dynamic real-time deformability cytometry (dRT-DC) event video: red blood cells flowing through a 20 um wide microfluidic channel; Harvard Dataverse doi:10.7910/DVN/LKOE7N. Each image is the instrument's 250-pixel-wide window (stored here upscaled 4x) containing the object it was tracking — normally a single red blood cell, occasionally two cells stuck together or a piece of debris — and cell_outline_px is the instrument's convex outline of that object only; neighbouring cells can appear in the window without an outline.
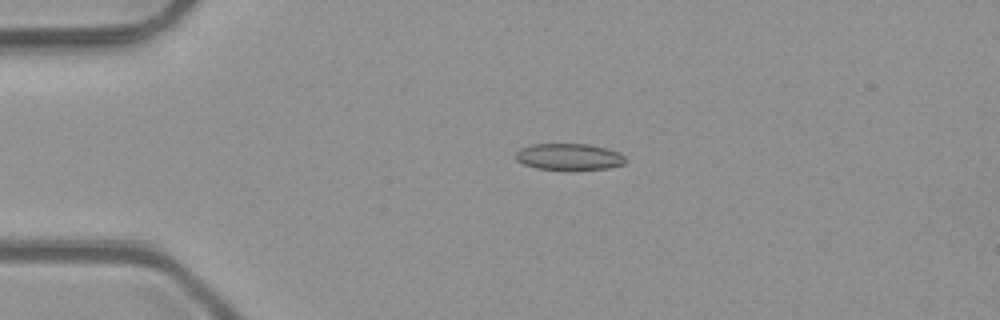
{"species": "common noctule bat (a hibernating species)", "species_latin": "Nyctalus noctula", "temperature_condition": "room temperature", "stored_images_in_passage": 36, "camera_frame_rate_fps": 3000, "um_per_image_px": 0.085, "animal": {"sex": "male", "body_mass_g": 23.1, "forearm_length_mm": 52.7}, "frame": {"image": 1, "passage_image": 3, "time_ms": 0.667, "image_size_px": [1000, 320], "cell_outline_px": [[624, 164], [608, 168], [536, 168], [524, 164], [516, 160], [516, 152], [520, 148], [532, 144], [588, 144], [608, 148], [620, 152], [624, 156]], "centroid_in_image_um": [48.36, 13.29], "position_along_channel_um": 36.6, "area_um2": 16.53}}
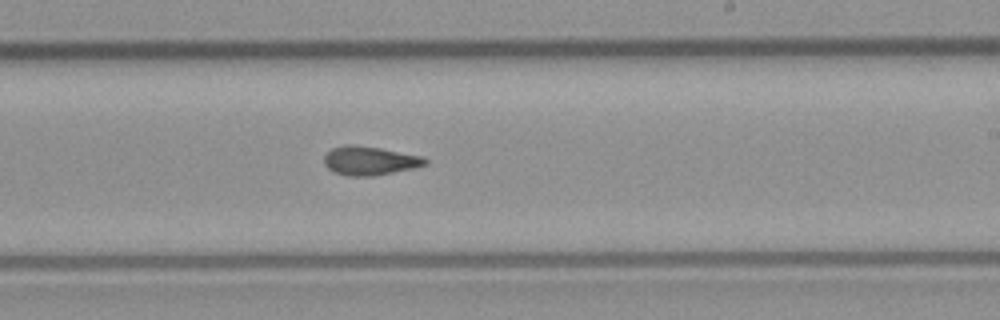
{"frame": {"image": 2, "passage_image": 22, "time_ms": 7.0, "image_size_px": [1000, 320], "cell_outline_px": [[428, 164], [416, 168], [372, 176], [348, 176], [332, 172], [324, 164], [324, 156], [332, 148], [352, 144], [380, 148], [420, 156], [428, 160]], "centroid_in_image_um": [31.42, 13.67], "position_along_channel_um": 257.6, "area_um2": 16.94}}
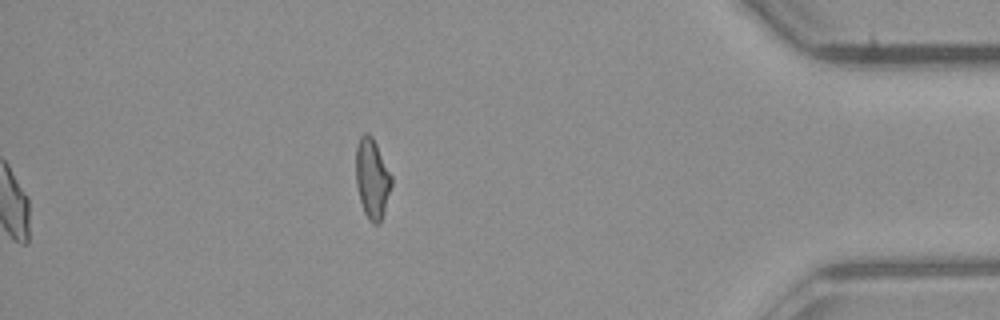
{"frame": {"image": 3, "passage_image": 36, "time_ms": 11.667, "image_size_px": [1000, 320], "cell_outline_px": [[392, 184], [384, 212], [380, 224], [372, 224], [368, 220], [364, 212], [360, 200], [356, 184], [356, 144], [360, 136], [364, 132], [368, 132], [372, 136], [392, 176]], "centroid_in_image_um": [31.62, 15.18], "position_along_channel_um": 403.6, "area_um2": 16.7}, "authors_computed_cell_mechanics": {"area_um2": 16.8487, "velocity_mm_per_s": 4.0846, "shape_relaxation_time_tau1_ms": null, "shape_relaxation_time_tau2_ms": 3.5203, "deformation_change_tau1": null, "deformation_change_tau2": 0.1114}}